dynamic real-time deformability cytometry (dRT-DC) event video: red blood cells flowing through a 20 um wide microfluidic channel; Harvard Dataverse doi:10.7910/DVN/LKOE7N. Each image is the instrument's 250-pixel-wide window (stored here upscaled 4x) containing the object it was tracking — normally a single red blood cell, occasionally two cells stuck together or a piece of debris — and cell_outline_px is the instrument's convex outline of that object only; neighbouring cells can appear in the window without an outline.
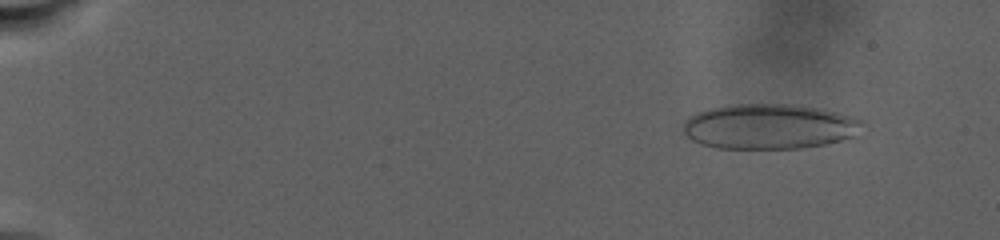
{"species": "human", "species_latin": "Homo sapiens", "temperature_condition": "warm", "stored_images_in_passage": 111, "camera_frame_rate_fps": 3000, "um_per_image_px": 0.085, "donor": {"sex": "male"}, "frame": {"image": 1, "passage_image": 13, "time_ms": 3.0, "image_size_px": [1000, 240], "cell_outline_px": [[864, 124], [852, 136], [840, 140], [824, 144], [800, 148], [720, 148], [700, 144], [692, 140], [684, 132], [684, 124], [688, 116], [696, 112], [712, 108], [736, 104], [788, 104], [816, 108], [836, 112], [864, 120]], "centroid_in_image_um": [65.36, 10.75], "position_along_channel_um": 19.6, "area_um2": 46.64}}
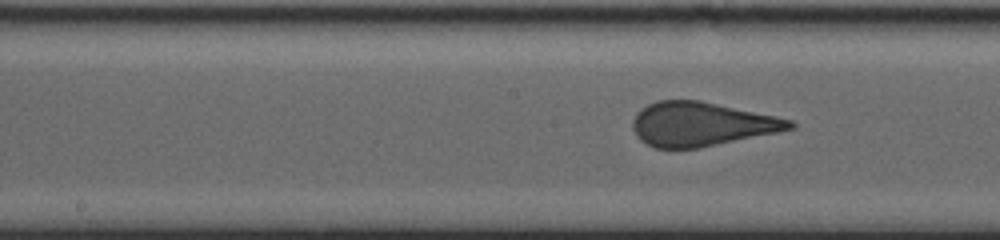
{"frame": {"image": 2, "passage_image": 65, "time_ms": 16.667, "image_size_px": [1000, 240], "cell_outline_px": [[796, 128], [700, 148], [656, 148], [640, 140], [636, 136], [632, 128], [632, 120], [636, 112], [640, 108], [656, 100], [700, 100], [776, 116], [792, 120], [796, 124]], "centroid_in_image_um": [59.59, 10.54], "position_along_channel_um": 188.6, "area_um2": 40.4}}
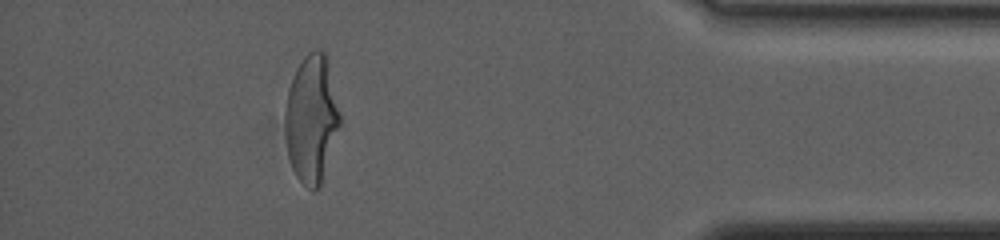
{"frame": {"image": 3, "passage_image": 100, "time_ms": 27.667, "image_size_px": [1000, 240], "cell_outline_px": [[340, 124], [320, 184], [312, 192], [296, 176], [292, 168], [288, 156], [284, 120], [284, 112], [288, 88], [296, 68], [304, 56], [308, 52], [316, 48], [320, 48], [324, 52], [340, 116]], "centroid_in_image_um": [26.43, 10.09], "position_along_channel_um": 408.8, "area_um2": 40.06}}